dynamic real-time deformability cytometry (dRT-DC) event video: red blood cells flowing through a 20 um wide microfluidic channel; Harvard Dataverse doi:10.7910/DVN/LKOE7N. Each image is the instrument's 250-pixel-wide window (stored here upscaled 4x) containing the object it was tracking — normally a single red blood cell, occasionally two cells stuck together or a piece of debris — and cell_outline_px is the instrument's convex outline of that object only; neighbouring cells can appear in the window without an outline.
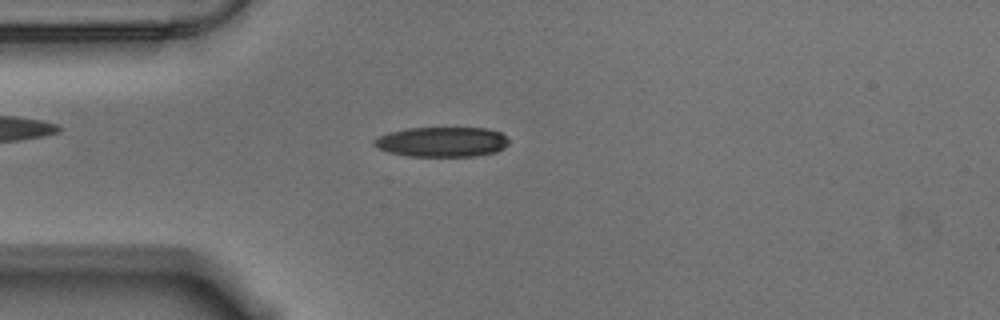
{"species": "Egyptian fruit bat (a non-hibernating species)", "species_latin": "Rousettus aegyptiacus", "temperature_condition": "warm", "stored_images_in_passage": 56, "camera_frame_rate_fps": 3000, "um_per_image_px": 0.085, "animal": {"sex": "male"}, "frame": {"image": 1, "passage_image": 14, "time_ms": 4.333, "image_size_px": [1000, 320], "cell_outline_px": [[508, 144], [504, 148], [496, 152], [476, 156], [408, 156], [388, 152], [376, 148], [372, 144], [380, 136], [388, 132], [408, 128], [488, 128], [500, 132], [508, 140]], "centroid_in_image_um": [37.57, 12.06], "position_along_channel_um": 47.4, "area_um2": 23.52}}
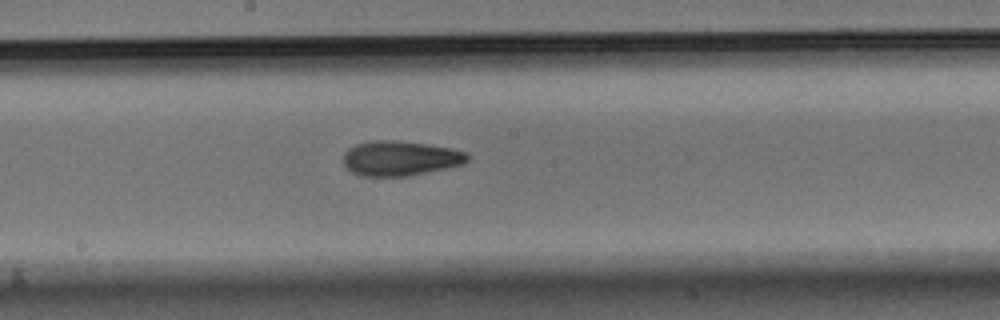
{"frame": {"image": 2, "passage_image": 29, "time_ms": 9.333, "image_size_px": [1000, 320], "cell_outline_px": [[468, 160], [464, 164], [448, 168], [408, 176], [360, 176], [352, 172], [344, 164], [344, 152], [348, 148], [356, 144], [380, 140], [392, 140], [424, 144], [448, 148], [464, 152], [468, 156]], "centroid_in_image_um": [34.0, 13.47], "position_along_channel_um": 214.2, "area_um2": 24.91}}
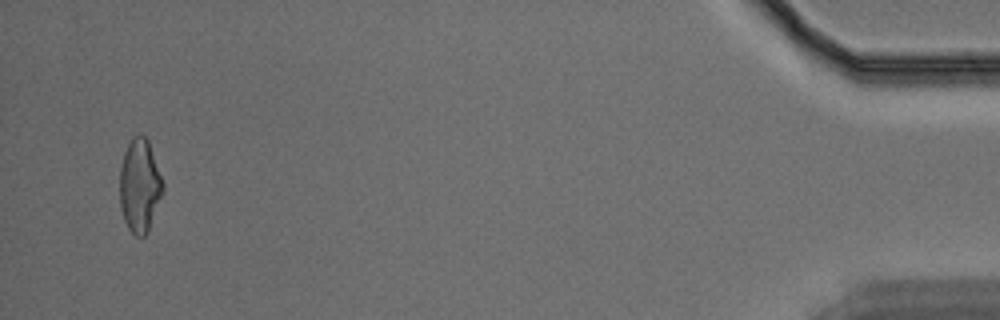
{"frame": {"image": 3, "passage_image": 54, "time_ms": 17.667, "image_size_px": [1000, 320], "cell_outline_px": [[164, 192], [148, 232], [144, 236], [136, 236], [128, 228], [124, 220], [120, 208], [120, 168], [124, 152], [132, 136], [144, 136], [148, 140], [164, 184]], "centroid_in_image_um": [11.88, 15.81], "position_along_channel_um": 423.3, "area_um2": 23.52}, "authors_computed_cell_mechanics": {"area_um2": 23.6691, "velocity_mm_per_s": 3.5448, "shape_relaxation_time_tau1_ms": 8.6004, "shape_relaxation_time_tau2_ms": 4.5466, "deformation_change_tau1": 0.2061, "deformation_change_tau2": 0.1314}}